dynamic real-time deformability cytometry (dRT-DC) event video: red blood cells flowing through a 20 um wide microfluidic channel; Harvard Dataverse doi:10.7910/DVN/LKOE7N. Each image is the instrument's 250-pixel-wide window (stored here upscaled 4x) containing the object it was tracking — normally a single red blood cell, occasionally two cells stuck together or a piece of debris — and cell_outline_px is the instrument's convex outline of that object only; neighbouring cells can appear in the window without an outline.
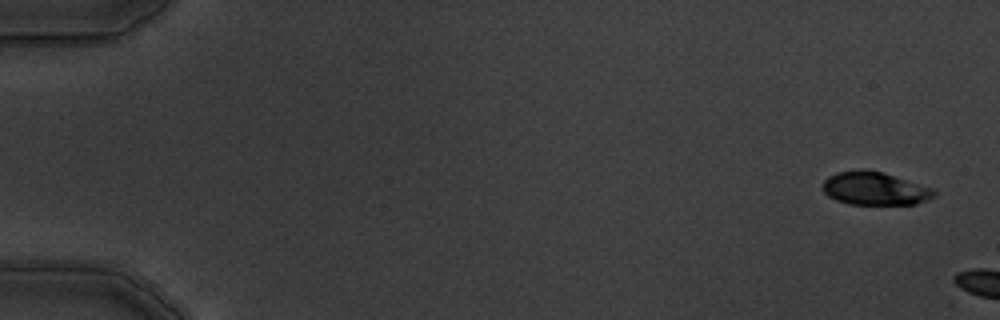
{"species": "common noctule bat (a hibernating species)", "species_latin": "Nyctalus noctula", "temperature_condition": "warm", "stored_images_in_passage": 3, "camera_frame_rate_fps": 3000, "um_per_image_px": 0.085, "animal": {"sex": "male", "body_mass_g": 19.5, "forearm_length_mm": 54.6}, "frame": {"image": 1, "passage_image": 1, "time_ms": 0.0, "image_size_px": [1000, 320], "cell_outline_px": [[936, 196], [916, 204], [848, 204], [836, 200], [828, 196], [824, 192], [824, 180], [828, 176], [836, 172], [864, 168], [884, 172], [932, 188], [936, 192]], "centroid_in_image_um": [74.35, 16.01], "position_along_channel_um": 10.7, "area_um2": 21.62}}